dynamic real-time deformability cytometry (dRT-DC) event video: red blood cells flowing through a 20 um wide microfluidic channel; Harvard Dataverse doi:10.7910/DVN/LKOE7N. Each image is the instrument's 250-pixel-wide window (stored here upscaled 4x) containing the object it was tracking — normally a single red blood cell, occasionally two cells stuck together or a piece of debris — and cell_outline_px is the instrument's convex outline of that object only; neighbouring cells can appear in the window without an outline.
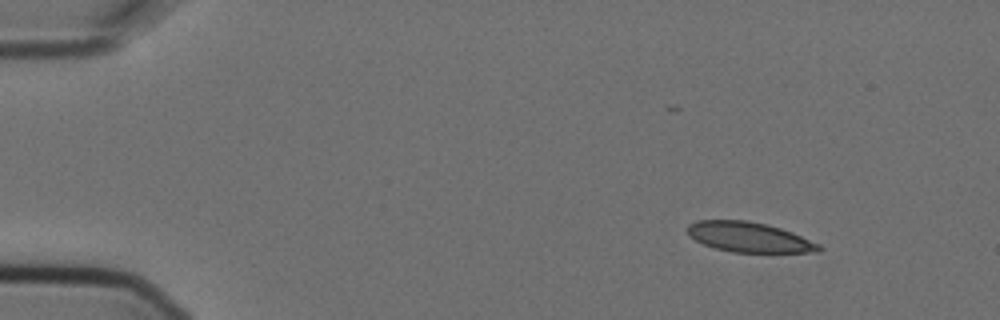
{"species": "Egyptian fruit bat (a non-hibernating species)", "species_latin": "Rousettus aegyptiacus", "temperature_condition": "cold", "stored_images_in_passage": 5, "segment_of_instrument_passage": [1, 2], "camera_frame_rate_fps": 3000, "um_per_image_px": 0.085, "animal": {"sex": "female"}, "frame": {"image": 1, "passage_image": 1, "time_ms": 0.0, "image_size_px": [1000, 320], "cell_outline_px": [[824, 248], [820, 252], [732, 252], [716, 248], [704, 244], [688, 236], [688, 224], [696, 220], [748, 220], [768, 224], [792, 232], [820, 244]], "centroid_in_image_um": [63.69, 20.15], "position_along_channel_um": 21.3, "area_um2": 23.06}}
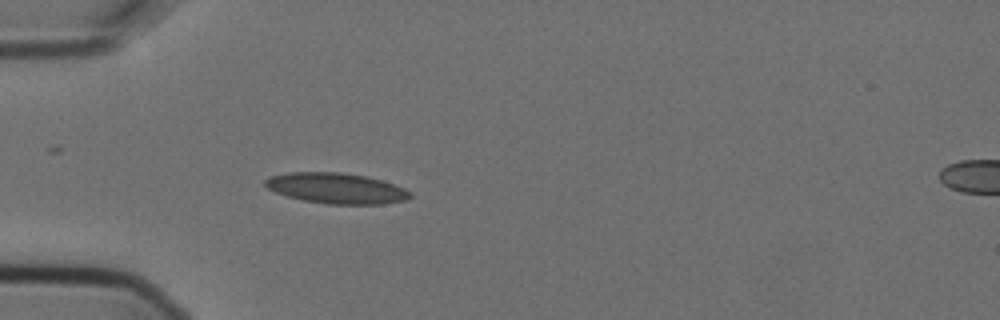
{"frame": {"image": 2, "passage_image": 4, "time_ms": 1.0, "image_size_px": [1000, 320], "cell_outline_px": [[412, 196], [408, 200], [384, 204], [328, 204], [304, 200], [288, 196], [276, 192], [268, 188], [264, 184], [264, 180], [272, 176], [288, 172], [340, 172], [364, 176], [380, 180], [404, 188], [412, 192]], "centroid_in_image_um": [28.61, 16.01], "position_along_channel_um": 56.4, "area_um2": 25.72}}